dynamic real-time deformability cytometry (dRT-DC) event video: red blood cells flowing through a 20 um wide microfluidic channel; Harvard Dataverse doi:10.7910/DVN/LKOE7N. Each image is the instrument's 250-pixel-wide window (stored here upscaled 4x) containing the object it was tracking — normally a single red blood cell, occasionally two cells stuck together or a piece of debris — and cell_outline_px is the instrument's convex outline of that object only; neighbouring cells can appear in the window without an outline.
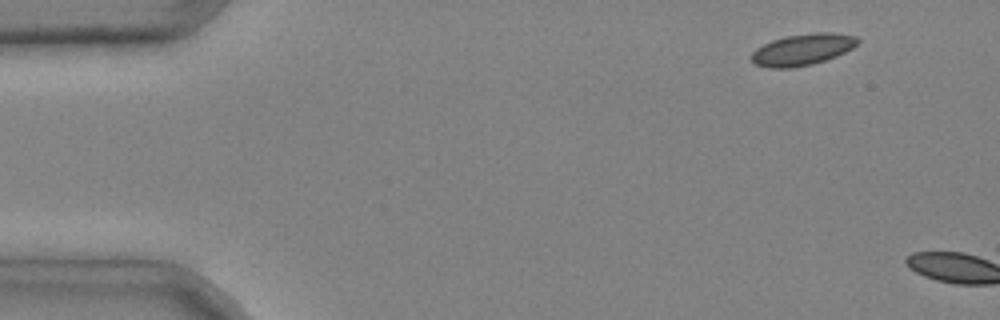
{"species": "common noctule bat (a hibernating species)", "species_latin": "Nyctalus noctula", "temperature_condition": "cold", "stored_images_in_passage": 2, "camera_frame_rate_fps": 3000, "um_per_image_px": 0.085, "animal": {"sex": "male", "body_mass_g": 20.4}, "frame": {"image": 1, "passage_image": 1, "time_ms": 0.0, "image_size_px": [1000, 320], "cell_outline_px": [[860, 40], [852, 48], [836, 56], [812, 64], [792, 68], [768, 68], [756, 64], [748, 56], [756, 48], [772, 40], [784, 36], [816, 32], [832, 32], [856, 36]], "centroid_in_image_um": [68.18, 4.21], "position_along_channel_um": 16.8, "area_um2": 19.54}}